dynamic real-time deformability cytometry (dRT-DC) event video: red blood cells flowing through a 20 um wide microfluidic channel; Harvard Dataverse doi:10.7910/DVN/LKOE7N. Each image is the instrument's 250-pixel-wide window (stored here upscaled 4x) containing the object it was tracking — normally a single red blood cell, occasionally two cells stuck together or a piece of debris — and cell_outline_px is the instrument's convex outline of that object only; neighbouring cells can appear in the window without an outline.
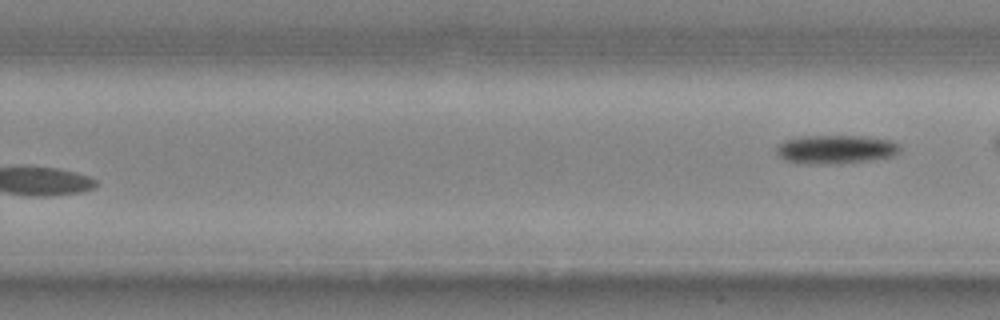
{"species": "common noctule bat (a hibernating species)", "species_latin": "Nyctalus noctula", "temperature_condition": "cold", "stored_images_in_passage": 18, "segment_of_instrument_passage": [2, 2], "camera_frame_rate_fps": 3000, "um_per_image_px": 0.085, "animal": {"sex": "male", "body_mass_g": 20.4}, "frame": {"image": 1, "passage_image": 18, "time_ms": 5.667, "image_size_px": [1000, 320], "cell_outline_px": [[900, 152], [892, 156], [868, 160], [840, 164], [796, 164], [784, 160], [776, 152], [776, 148], [784, 140], [804, 136], [860, 136], [888, 140], [900, 144]], "centroid_in_image_um": [71.0, 12.71], "position_along_channel_um": 258.8, "area_um2": 20.75}}